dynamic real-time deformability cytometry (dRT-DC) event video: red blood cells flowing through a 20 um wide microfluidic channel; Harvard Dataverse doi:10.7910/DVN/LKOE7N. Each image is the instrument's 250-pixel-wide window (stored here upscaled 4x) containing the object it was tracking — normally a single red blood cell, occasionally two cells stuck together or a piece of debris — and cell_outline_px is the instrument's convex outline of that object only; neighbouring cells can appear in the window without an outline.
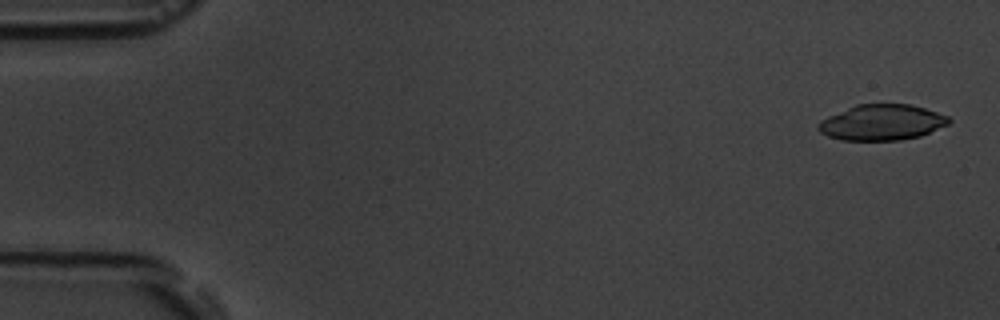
{"species": "common noctule bat (a hibernating species)", "species_latin": "Nyctalus noctula", "temperature_condition": "room temperature", "stored_images_in_passage": 5, "camera_frame_rate_fps": 3000, "um_per_image_px": 0.085, "animal": {"sex": "male", "body_mass_g": 19.5, "forearm_length_mm": 54.6}, "frame": {"image": 1, "passage_image": 1, "time_ms": 0.0, "image_size_px": [1000, 320], "cell_outline_px": [[952, 120], [948, 124], [920, 136], [900, 140], [840, 140], [828, 136], [820, 132], [816, 128], [816, 124], [820, 120], [828, 116], [856, 104], [908, 104], [924, 108], [948, 116]], "centroid_in_image_um": [74.92, 10.41], "position_along_channel_um": 10.1, "area_um2": 27.17}}